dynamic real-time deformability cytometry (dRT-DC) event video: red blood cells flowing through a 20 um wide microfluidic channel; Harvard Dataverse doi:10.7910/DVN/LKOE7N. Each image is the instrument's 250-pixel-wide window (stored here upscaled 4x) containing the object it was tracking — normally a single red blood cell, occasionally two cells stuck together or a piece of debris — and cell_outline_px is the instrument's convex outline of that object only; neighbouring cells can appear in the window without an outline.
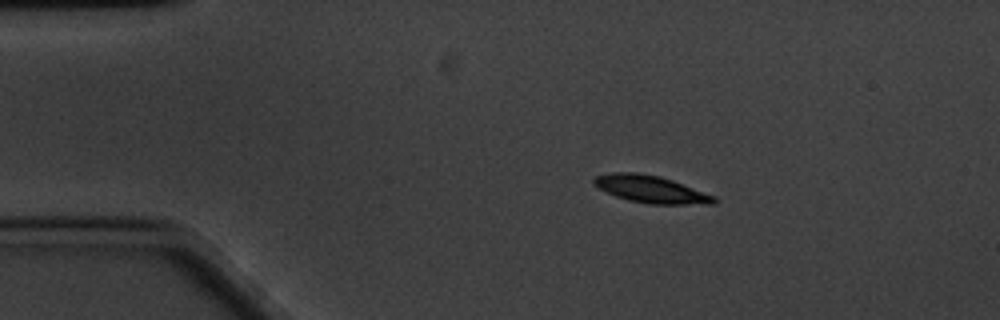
{"species": "common noctule bat (a hibernating species)", "species_latin": "Nyctalus noctula", "temperature_condition": "cold", "stored_images_in_passage": 51, "camera_frame_rate_fps": 3000, "um_per_image_px": 0.085, "animal": {"sex": "male", "body_mass_g": 20.1, "forearm_length_mm": 53.5}, "frame": {"image": 1, "passage_image": 1, "time_ms": 0.0, "image_size_px": [1000, 320], "cell_outline_px": [[716, 204], [648, 204], [628, 200], [616, 196], [592, 184], [592, 180], [596, 176], [612, 172], [636, 172], [660, 176], [672, 180], [716, 196]], "centroid_in_image_um": [55.33, 16.08], "position_along_channel_um": 29.7, "area_um2": 19.07}}
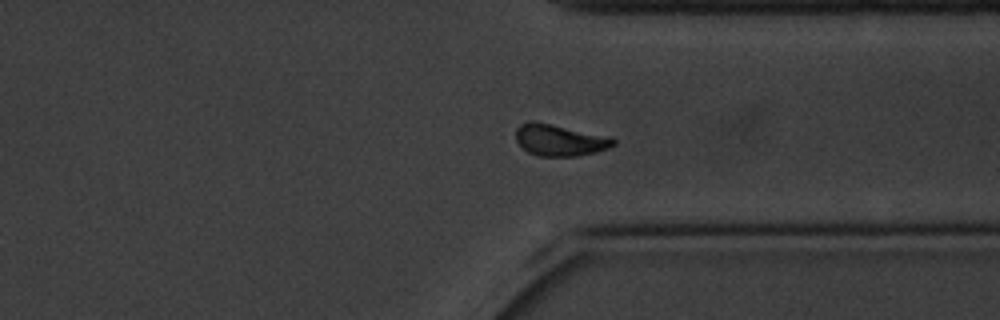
{"frame": {"image": 2, "passage_image": 36, "time_ms": 11.667, "image_size_px": [1000, 320], "cell_outline_px": [[616, 144], [608, 148], [596, 152], [576, 156], [536, 156], [520, 148], [516, 140], [516, 128], [520, 124], [528, 120], [532, 120], [612, 136], [616, 140]], "centroid_in_image_um": [47.56, 11.9], "position_along_channel_um": 363.8, "area_um2": 18.38}}
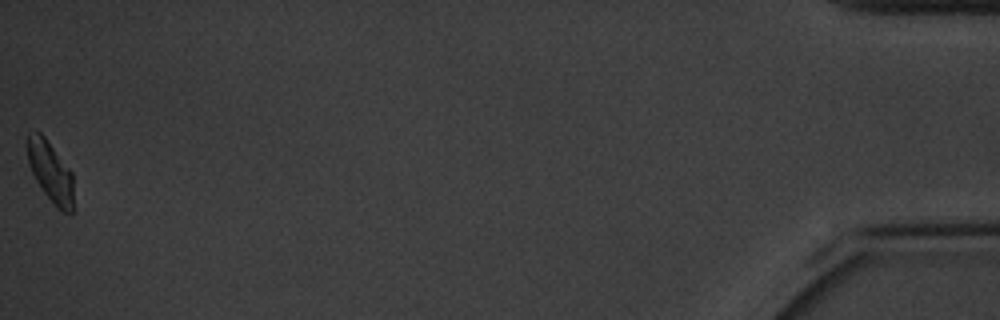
{"frame": {"image": 3, "passage_image": 51, "time_ms": 16.667, "image_size_px": [1000, 320], "cell_outline_px": [[76, 208], [72, 212], [64, 212], [56, 208], [44, 192], [36, 180], [28, 164], [28, 132], [32, 128], [36, 128], [44, 136], [72, 172]], "centroid_in_image_um": [4.33, 14.62], "position_along_channel_um": 430.9, "area_um2": 16.76}, "authors_computed_cell_mechanics": {"area_um2": 18.0336, "velocity_mm_per_s": 3.2877, "shape_relaxation_time_tau1_ms": 2.1264, "shape_relaxation_time_tau2_ms": null, "deformation_change_tau1": 0.0985, "deformation_change_tau2": null}}